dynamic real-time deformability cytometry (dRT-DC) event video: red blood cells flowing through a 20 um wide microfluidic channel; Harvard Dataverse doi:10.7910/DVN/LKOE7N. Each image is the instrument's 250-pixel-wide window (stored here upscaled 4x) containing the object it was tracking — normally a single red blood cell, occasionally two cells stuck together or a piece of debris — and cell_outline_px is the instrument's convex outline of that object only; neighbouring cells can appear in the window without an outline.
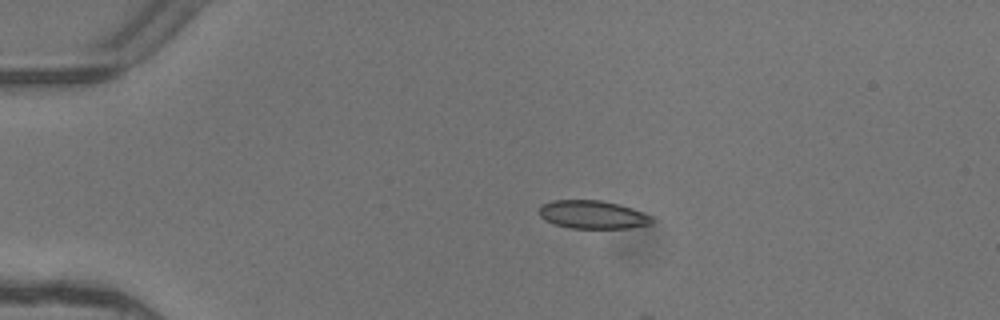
{"species": "common noctule bat (a hibernating species)", "species_latin": "Nyctalus noctula", "temperature_condition": "warm", "stored_images_in_passage": 5, "camera_frame_rate_fps": 3000, "um_per_image_px": 0.085, "animal": {"sex": "female"}, "frame": {"image": 1, "passage_image": 3, "time_ms": 0.667, "image_size_px": [1000, 320], "cell_outline_px": [[652, 224], [628, 228], [568, 228], [552, 224], [544, 220], [540, 216], [540, 204], [552, 200], [600, 200], [620, 204], [632, 208], [652, 216]], "centroid_in_image_um": [50.35, 18.24], "position_along_channel_um": 34.7, "area_um2": 18.73}}
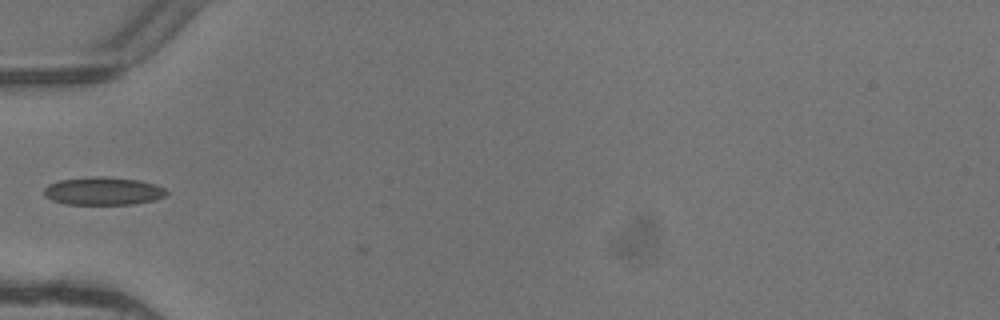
{"frame": {"image": 2, "passage_image": 5, "time_ms": 1.333, "image_size_px": [1000, 320], "cell_outline_px": [[168, 192], [164, 196], [152, 200], [132, 204], [64, 204], [52, 200], [44, 196], [44, 188], [48, 184], [60, 180], [96, 176], [104, 176], [140, 180], [156, 184], [164, 188]], "centroid_in_image_um": [8.75, 16.23], "position_along_channel_um": 76.3, "area_um2": 19.94}}